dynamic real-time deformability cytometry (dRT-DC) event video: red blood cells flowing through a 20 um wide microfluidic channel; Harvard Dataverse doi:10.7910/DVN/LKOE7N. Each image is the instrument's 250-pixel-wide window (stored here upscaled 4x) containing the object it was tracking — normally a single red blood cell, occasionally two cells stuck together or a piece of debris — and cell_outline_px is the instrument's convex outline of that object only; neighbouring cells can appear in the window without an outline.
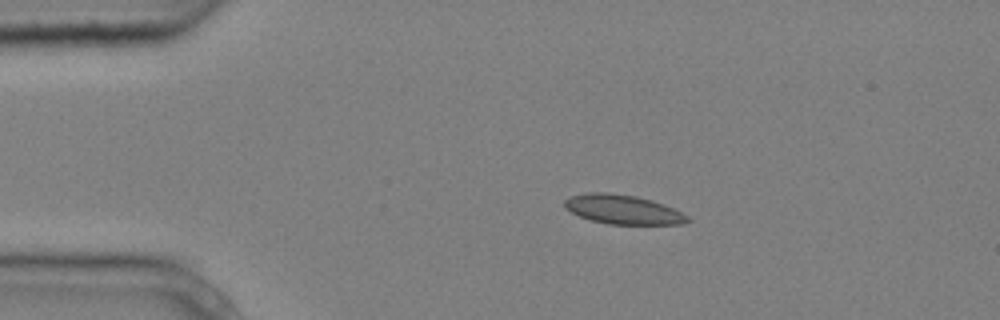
{"species": "common noctule bat (a hibernating species)", "species_latin": "Nyctalus noctula", "temperature_condition": "cold", "stored_images_in_passage": 2, "camera_frame_rate_fps": 3000, "um_per_image_px": 0.085, "animal": {"sex": "male", "body_mass_g": 20.4}, "frame": {"image": 1, "passage_image": 1, "time_ms": 0.0, "image_size_px": [1000, 320], "cell_outline_px": [[692, 220], [680, 224], [608, 224], [592, 220], [580, 216], [564, 208], [564, 200], [572, 196], [588, 192], [604, 192], [636, 196], [652, 200], [664, 204], [688, 216]], "centroid_in_image_um": [52.94, 17.8], "position_along_channel_um": 32.1, "area_um2": 20.81}}